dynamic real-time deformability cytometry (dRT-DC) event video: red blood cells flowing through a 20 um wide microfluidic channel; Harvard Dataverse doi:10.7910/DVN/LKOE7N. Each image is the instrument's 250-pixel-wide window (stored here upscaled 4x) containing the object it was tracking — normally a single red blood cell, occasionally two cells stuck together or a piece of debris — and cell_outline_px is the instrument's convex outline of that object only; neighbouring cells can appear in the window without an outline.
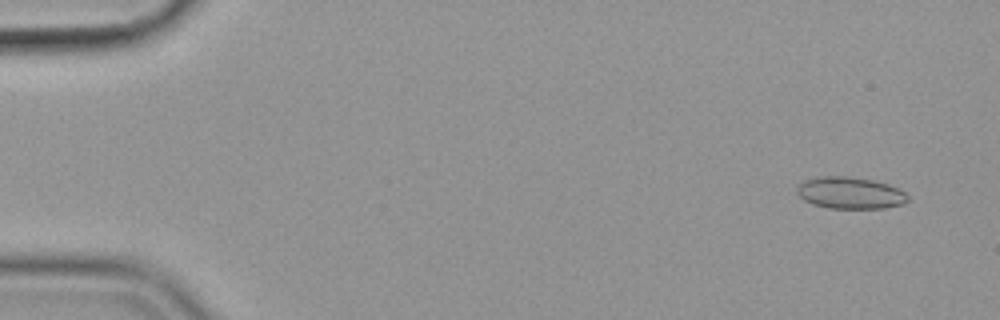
{"species": "common noctule bat (a hibernating species)", "species_latin": "Nyctalus noctula", "temperature_condition": "cold", "stored_images_in_passage": 57, "camera_frame_rate_fps": 3000, "um_per_image_px": 0.085, "animal": {"sex": "female", "body_mass_g": 19.9}, "frame": {"image": 1, "passage_image": 4, "time_ms": 1.0, "image_size_px": [1000, 320], "cell_outline_px": [[908, 200], [904, 204], [884, 208], [828, 208], [812, 204], [804, 200], [796, 192], [796, 184], [800, 180], [816, 176], [844, 176], [872, 180], [888, 184], [904, 192], [908, 196]], "centroid_in_image_um": [72.19, 16.39], "position_along_channel_um": 12.8, "area_um2": 20.75}}
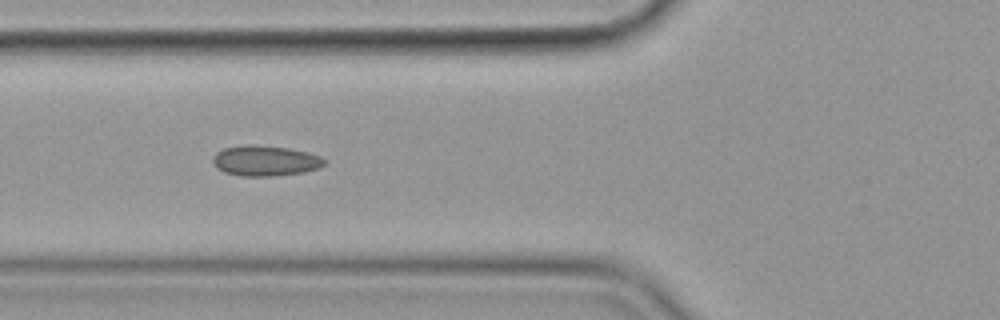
{"frame": {"image": 2, "passage_image": 22, "time_ms": 7.0, "image_size_px": [1000, 320], "cell_outline_px": [[328, 160], [320, 168], [304, 172], [276, 176], [240, 176], [224, 172], [216, 168], [212, 164], [212, 156], [216, 152], [224, 148], [240, 144], [256, 144], [288, 148], [308, 152], [320, 156]], "centroid_in_image_um": [22.52, 13.65], "position_along_channel_um": 103.3, "area_um2": 20.29}}
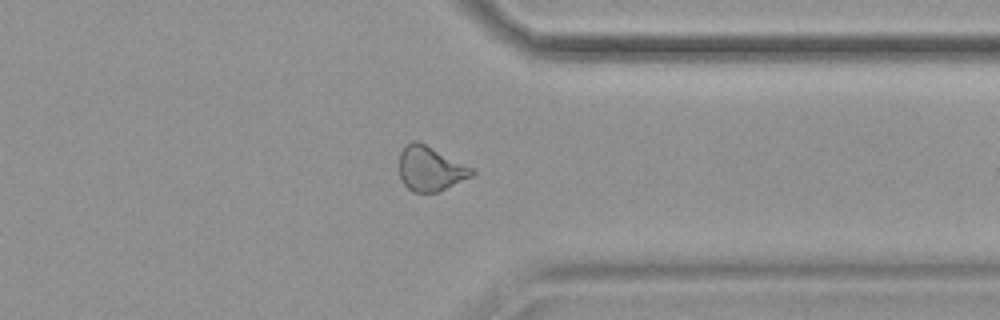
{"frame": {"image": 3, "passage_image": 45, "time_ms": 14.667, "image_size_px": [1000, 320], "cell_outline_px": [[476, 172], [472, 176], [436, 192], [412, 192], [404, 184], [400, 176], [400, 152], [404, 144], [412, 140], [416, 140], [476, 168]], "centroid_in_image_um": [36.59, 14.31], "position_along_channel_um": 374.8, "area_um2": 18.96}, "authors_computed_cell_mechanics": {"area_um2": 19.3052, "velocity_mm_per_s": 3.5756, "shape_relaxation_time_tau1_ms": 4.8128, "shape_relaxation_time_tau2_ms": 2.6753, "deformation_change_tau1": 0.0681, "deformation_change_tau2": 0.071}}